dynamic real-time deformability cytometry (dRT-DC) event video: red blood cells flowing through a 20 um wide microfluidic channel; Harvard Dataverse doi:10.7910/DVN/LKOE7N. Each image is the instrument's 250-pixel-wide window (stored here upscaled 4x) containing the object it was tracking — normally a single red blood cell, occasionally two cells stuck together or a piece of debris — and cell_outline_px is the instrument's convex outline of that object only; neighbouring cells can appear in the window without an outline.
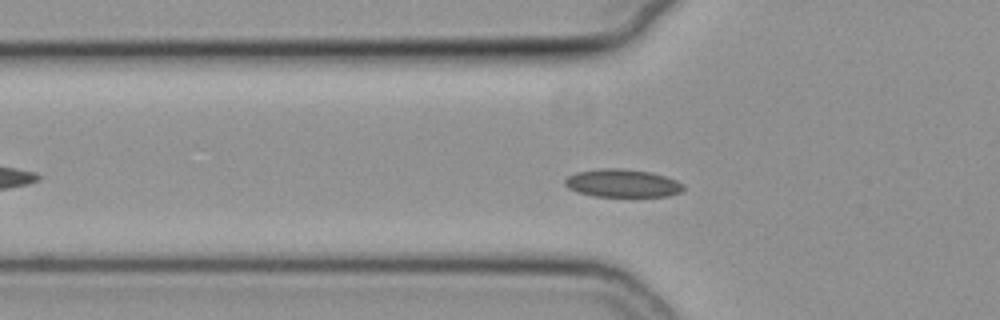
{"species": "common noctule bat (a hibernating species)", "species_latin": "Nyctalus noctula", "temperature_condition": "cold", "stored_images_in_passage": 49, "segment_of_instrument_passage": [1, 2], "camera_frame_rate_fps": 3000, "um_per_image_px": 0.085, "animal": {"sex": "female", "body_mass_g": 19.3, "forearm_length_mm": 54.1}, "frame": {"image": 1, "passage_image": 11, "time_ms": 3.333, "image_size_px": [1000, 320], "cell_outline_px": [[684, 188], [680, 192], [668, 196], [592, 196], [576, 192], [568, 188], [564, 184], [564, 180], [568, 176], [576, 172], [600, 168], [624, 168], [652, 172], [676, 180], [684, 184]], "centroid_in_image_um": [52.88, 15.56], "position_along_channel_um": 72.9, "area_um2": 19.48}}
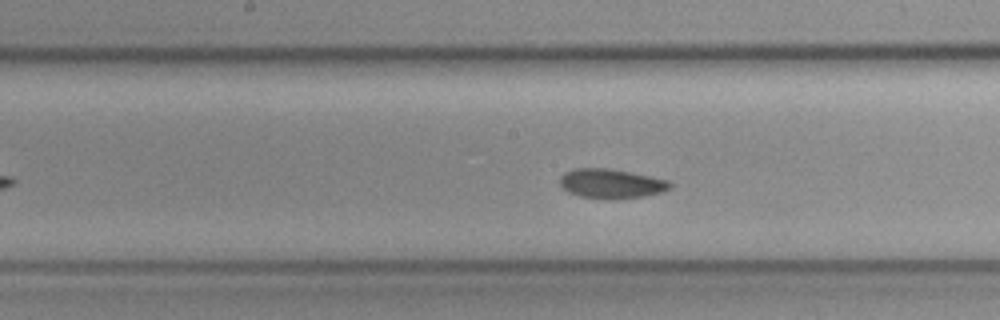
{"frame": {"image": 2, "passage_image": 21, "time_ms": 6.667, "image_size_px": [1000, 320], "cell_outline_px": [[672, 188], [664, 192], [644, 196], [616, 200], [580, 196], [568, 192], [560, 184], [560, 176], [564, 172], [572, 168], [608, 168], [632, 172], [668, 180], [672, 184]], "centroid_in_image_um": [51.97, 15.61], "position_along_channel_um": 196.2, "area_um2": 19.19}}
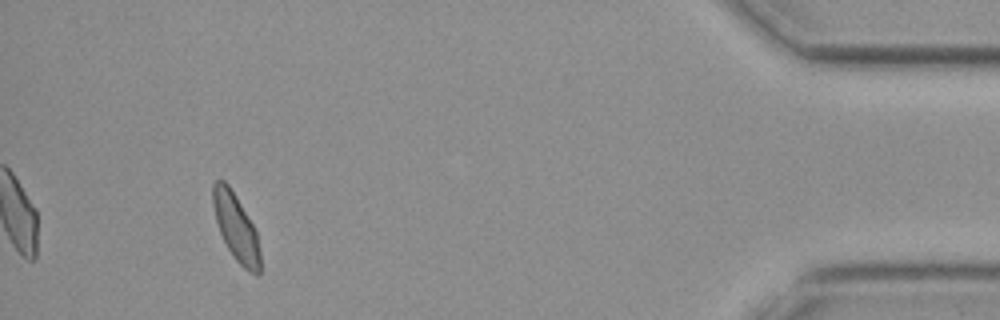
{"frame": {"image": 3, "passage_image": 44, "time_ms": 14.333, "image_size_px": [1000, 320], "cell_outline_px": [[260, 272], [256, 276], [248, 272], [232, 256], [220, 232], [216, 220], [212, 204], [212, 184], [216, 180], [224, 180], [228, 184], [252, 224], [256, 232], [260, 252]], "centroid_in_image_um": [20.05, 19.35], "position_along_channel_um": 415.2, "area_um2": 18.21}}